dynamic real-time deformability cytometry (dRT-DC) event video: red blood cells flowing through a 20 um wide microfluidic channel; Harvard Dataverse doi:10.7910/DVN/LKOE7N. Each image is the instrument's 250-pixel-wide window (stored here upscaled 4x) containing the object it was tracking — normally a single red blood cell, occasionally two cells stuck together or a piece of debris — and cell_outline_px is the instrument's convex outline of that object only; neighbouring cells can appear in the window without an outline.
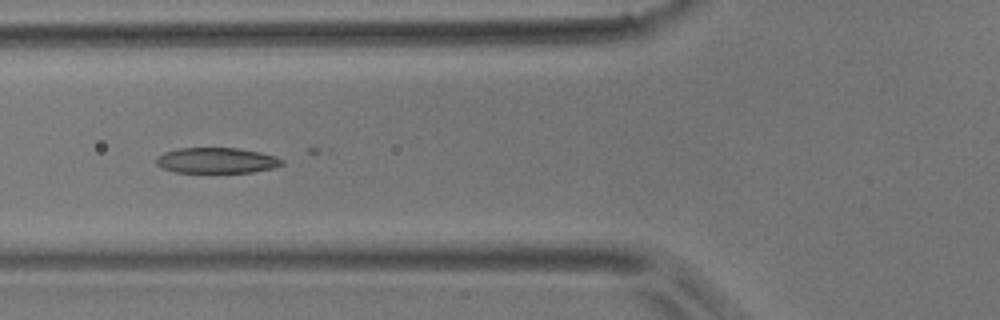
{"species": "common noctule bat (a hibernating species)", "species_latin": "Nyctalus noctula", "temperature_condition": "room temperature", "stored_images_in_passage": 50, "camera_frame_rate_fps": 3000, "um_per_image_px": 0.085, "animal": {"sex": "male", "body_mass_g": 17.9}, "frame": {"image": 1, "passage_image": 19, "time_ms": 6.0, "image_size_px": [1000, 320], "cell_outline_px": [[284, 164], [276, 168], [252, 172], [176, 172], [160, 168], [156, 164], [156, 160], [164, 152], [180, 148], [240, 148], [260, 152], [276, 156], [284, 160]], "centroid_in_image_um": [18.46, 13.64], "position_along_channel_um": 107.3, "area_um2": 18.84}}
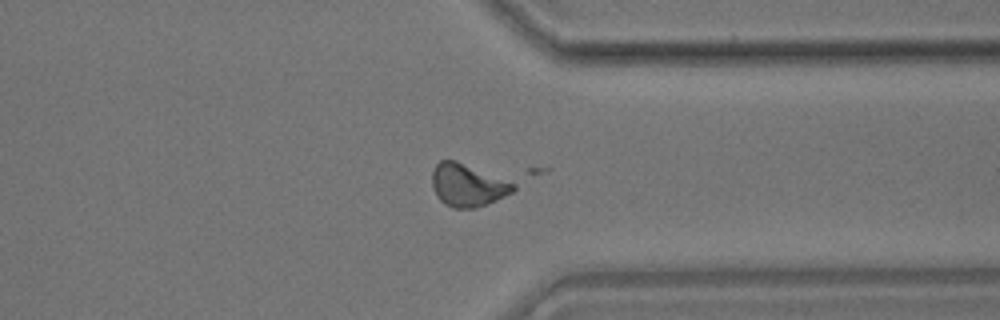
{"frame": {"image": 2, "passage_image": 39, "time_ms": 12.667, "image_size_px": [1000, 320], "cell_outline_px": [[516, 188], [512, 192], [496, 200], [476, 208], [452, 208], [444, 204], [436, 196], [432, 188], [432, 172], [436, 164], [440, 160], [456, 160], [516, 184]], "centroid_in_image_um": [39.71, 15.75], "position_along_channel_um": 371.7, "area_um2": 20.11}}